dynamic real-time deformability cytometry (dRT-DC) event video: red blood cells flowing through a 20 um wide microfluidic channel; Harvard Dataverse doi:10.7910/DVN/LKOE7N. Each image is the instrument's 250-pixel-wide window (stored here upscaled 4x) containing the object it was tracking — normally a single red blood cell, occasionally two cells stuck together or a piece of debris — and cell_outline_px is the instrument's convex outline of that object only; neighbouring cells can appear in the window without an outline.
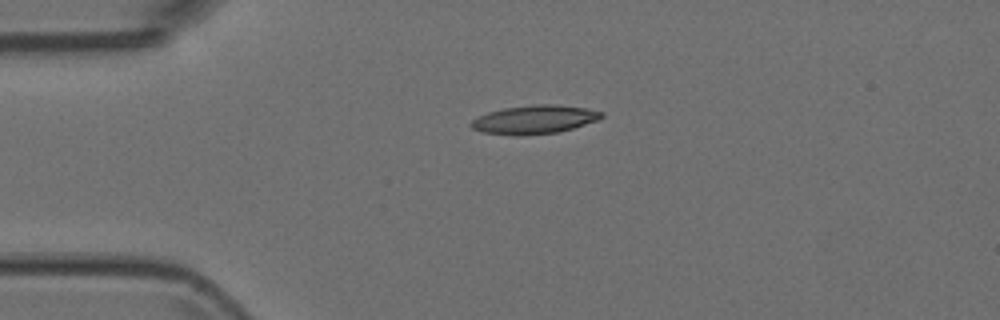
{"species": "Egyptian fruit bat (a non-hibernating species)", "species_latin": "Rousettus aegyptiacus", "temperature_condition": "room temperature", "stored_images_in_passage": 2, "camera_frame_rate_fps": 3000, "um_per_image_px": 0.085, "animal": {"sex": "female"}, "frame": {"image": 1, "passage_image": 1, "time_ms": 0.0, "image_size_px": [1000, 320], "cell_outline_px": [[604, 116], [596, 120], [572, 128], [556, 132], [520, 136], [516, 136], [484, 132], [472, 128], [468, 124], [472, 120], [488, 112], [504, 108], [532, 104], [556, 104], [584, 108], [604, 112]], "centroid_in_image_um": [45.4, 10.15], "position_along_channel_um": 39.6, "area_um2": 21.56}}